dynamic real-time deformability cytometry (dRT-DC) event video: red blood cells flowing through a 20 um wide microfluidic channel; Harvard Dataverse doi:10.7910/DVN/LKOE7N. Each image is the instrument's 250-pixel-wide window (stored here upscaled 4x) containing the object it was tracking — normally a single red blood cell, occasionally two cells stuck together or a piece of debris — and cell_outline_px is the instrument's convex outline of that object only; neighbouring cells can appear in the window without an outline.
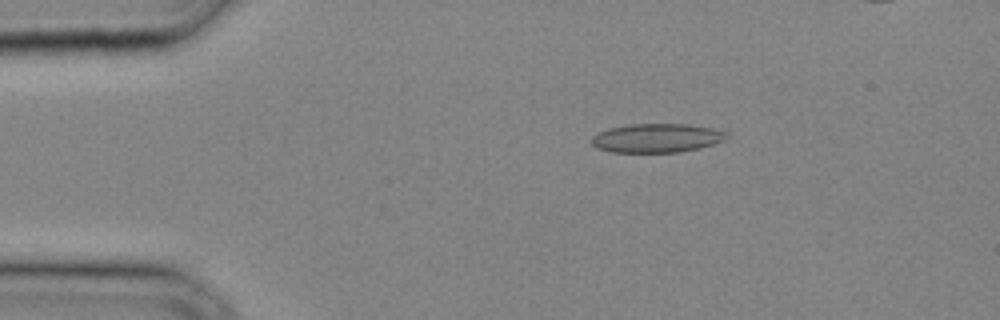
{"species": "common noctule bat (a hibernating species)", "species_latin": "Nyctalus noctula", "temperature_condition": "cold", "stored_images_in_passage": 29, "camera_frame_rate_fps": 3000, "um_per_image_px": 0.085, "animal": {"sex": "male", "body_mass_g": 20.4}, "frame": {"image": 1, "passage_image": 3, "time_ms": 0.667, "image_size_px": [1000, 320], "cell_outline_px": [[724, 140], [700, 148], [680, 152], [608, 152], [596, 148], [592, 144], [592, 136], [608, 128], [628, 124], [688, 124], [712, 128], [724, 132]], "centroid_in_image_um": [55.75, 11.74], "position_along_channel_um": 29.2, "area_um2": 22.6}}
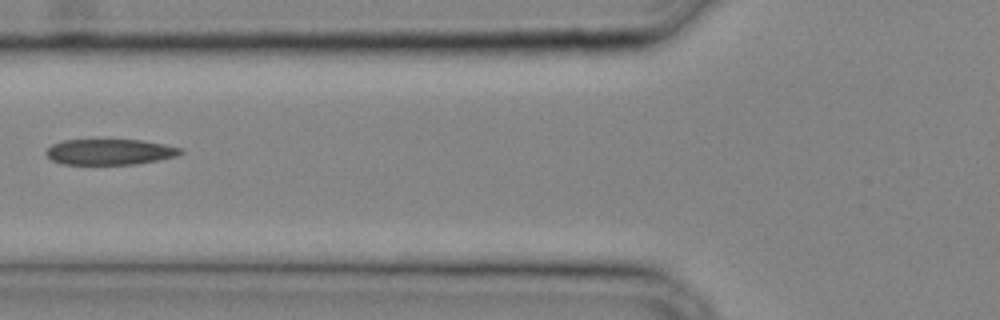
{"frame": {"image": 2, "passage_image": 10, "time_ms": 3.0, "image_size_px": [1000, 320], "cell_outline_px": [[184, 152], [180, 156], [136, 164], [60, 164], [52, 160], [44, 152], [52, 144], [64, 140], [140, 140], [164, 144], [184, 148]], "centroid_in_image_um": [9.38, 12.91], "position_along_channel_um": 116.4, "area_um2": 20.29}}
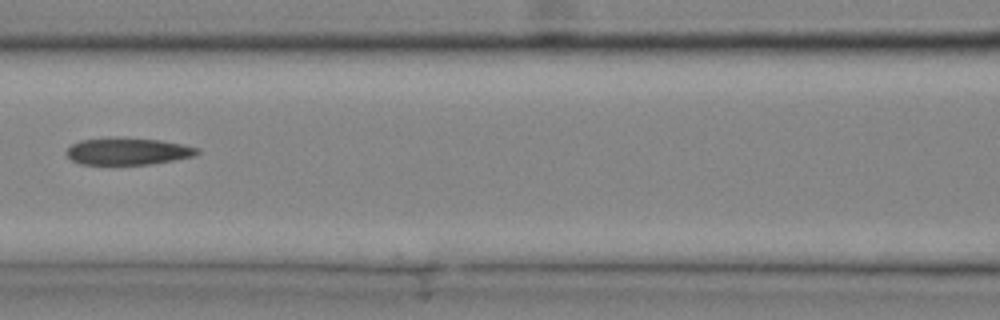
{"frame": {"image": 3, "passage_image": 12, "time_ms": 3.667, "image_size_px": [1000, 320], "cell_outline_px": [[200, 152], [196, 156], [148, 164], [80, 164], [72, 160], [64, 152], [72, 144], [80, 140], [160, 140], [200, 148]], "centroid_in_image_um": [10.89, 12.9], "position_along_channel_um": 155.7, "area_um2": 19.59}}